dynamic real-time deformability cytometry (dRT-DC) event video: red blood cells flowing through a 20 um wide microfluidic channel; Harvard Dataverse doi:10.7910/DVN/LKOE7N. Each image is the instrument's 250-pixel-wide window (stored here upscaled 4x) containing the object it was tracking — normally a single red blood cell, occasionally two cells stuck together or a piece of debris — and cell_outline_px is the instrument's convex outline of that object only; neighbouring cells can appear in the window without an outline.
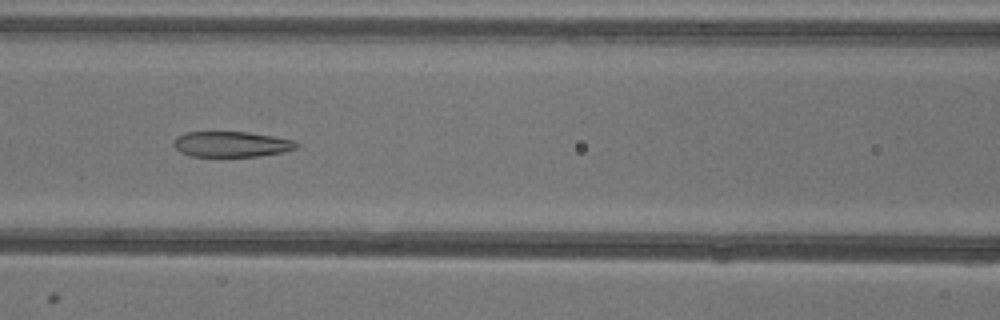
{"species": "common noctule bat (a hibernating species)", "species_latin": "Nyctalus noctula", "temperature_condition": "warm", "stored_images_in_passage": 51, "camera_frame_rate_fps": 3000, "um_per_image_px": 0.085, "animal": {"sex": "female"}, "frame": {"image": 1, "passage_image": 21, "time_ms": 6.667, "image_size_px": [1000, 320], "cell_outline_px": [[300, 144], [296, 148], [284, 152], [260, 156], [192, 156], [180, 152], [172, 144], [176, 136], [184, 132], [248, 132], [272, 136], [292, 140]], "centroid_in_image_um": [19.65, 12.25], "position_along_channel_um": 146.9, "area_um2": 18.26}}
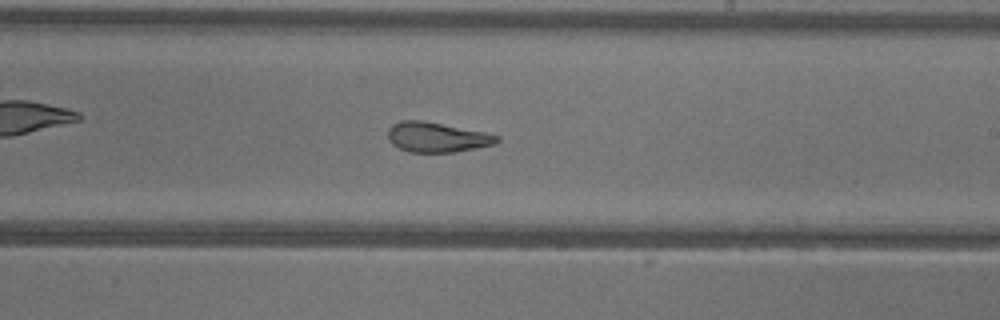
{"frame": {"image": 2, "passage_image": 29, "time_ms": 9.333, "image_size_px": [1000, 320], "cell_outline_px": [[500, 140], [492, 144], [452, 152], [408, 152], [392, 144], [388, 140], [388, 128], [392, 124], [400, 120], [424, 120], [484, 132], [500, 136]], "centroid_in_image_um": [37.07, 11.64], "position_along_channel_um": 251.9, "area_um2": 18.9}}
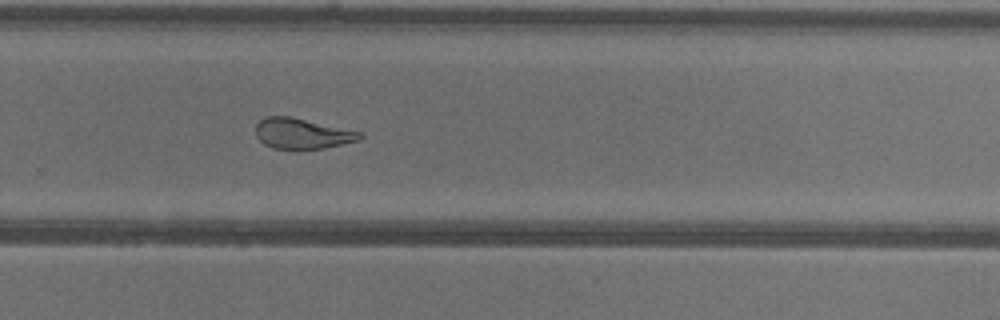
{"frame": {"image": 3, "passage_image": 33, "time_ms": 10.667, "image_size_px": [1000, 320], "cell_outline_px": [[364, 136], [360, 140], [344, 144], [324, 148], [272, 148], [264, 144], [256, 136], [256, 124], [260, 120], [268, 116], [292, 116], [360, 132]], "centroid_in_image_um": [25.68, 11.34], "position_along_channel_um": 304.1, "area_um2": 18.38}, "authors_computed_cell_mechanics": {"area_um2": 22.542, "velocity_mm_per_s": 3.9456, "shape_relaxation_time_tau1_ms": null, "shape_relaxation_time_tau2_ms": 1.4246, "deformation_change_tau1": null, "deformation_change_tau2": 0.0924}}